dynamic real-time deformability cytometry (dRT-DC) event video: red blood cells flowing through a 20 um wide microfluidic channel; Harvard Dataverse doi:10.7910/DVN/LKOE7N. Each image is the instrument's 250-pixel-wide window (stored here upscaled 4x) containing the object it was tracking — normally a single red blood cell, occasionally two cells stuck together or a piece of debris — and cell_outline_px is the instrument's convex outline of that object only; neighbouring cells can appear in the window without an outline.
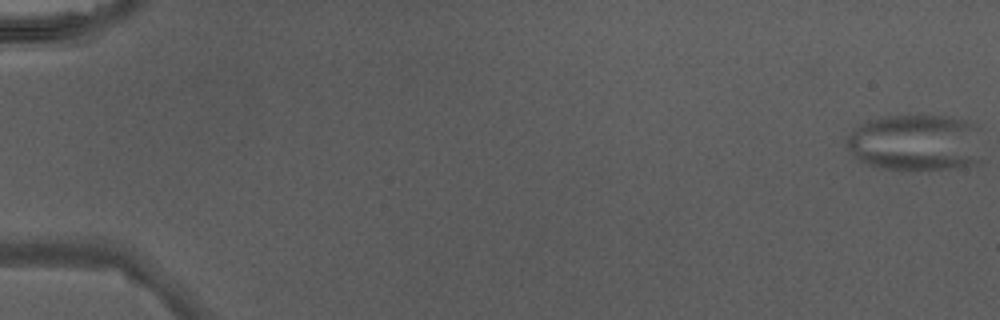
{"species": "Egyptian fruit bat (a non-hibernating species)", "species_latin": "Rousettus aegyptiacus", "temperature_condition": "warm", "stored_images_in_passage": 39, "camera_frame_rate_fps": 3000, "um_per_image_px": 0.085, "animal": {"sex": "male"}, "frame": {"image": 1, "passage_image": 1, "time_ms": 0.0, "image_size_px": [1000, 320], "cell_outline_px": [[980, 160], [972, 164], [948, 168], [880, 168], [868, 164], [860, 160], [848, 148], [844, 140], [860, 124], [868, 120], [888, 116], [948, 116], [968, 120], [976, 124]], "centroid_in_image_um": [77.82, 12.09], "position_along_channel_um": 7.2, "area_um2": 44.1}}
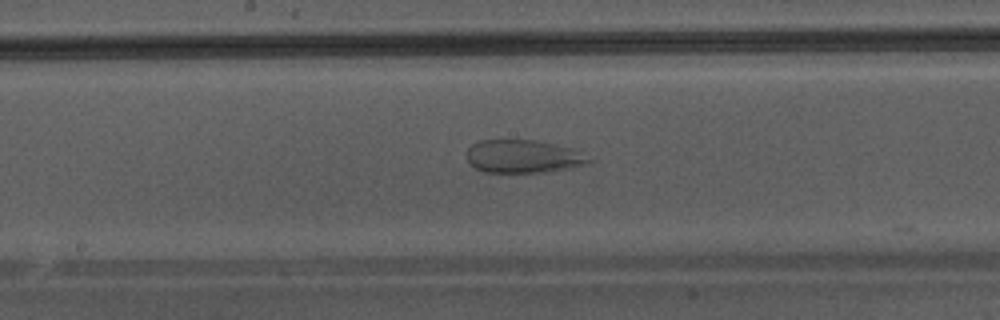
{"frame": {"image": 2, "passage_image": 27, "time_ms": 8.667, "image_size_px": [1000, 320], "cell_outline_px": [[596, 160], [592, 164], [572, 168], [548, 172], [484, 172], [476, 168], [468, 160], [468, 148], [472, 144], [480, 140], [536, 140], [576, 148]], "centroid_in_image_um": [44.62, 13.3], "position_along_channel_um": 203.6, "area_um2": 24.04}}
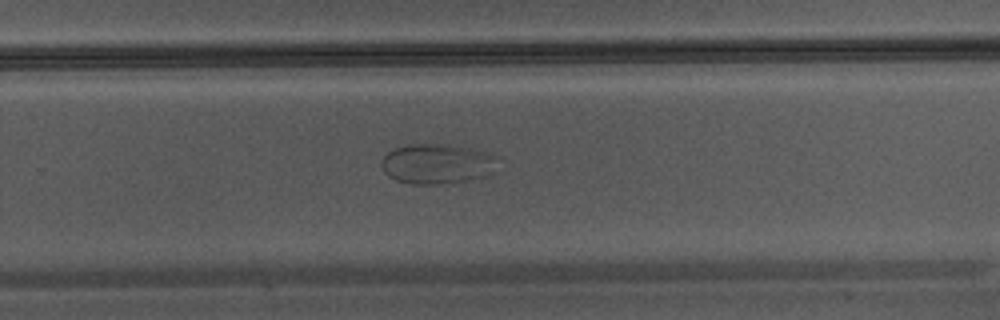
{"frame": {"image": 3, "passage_image": 33, "time_ms": 10.667, "image_size_px": [1000, 320], "cell_outline_px": [[492, 172], [488, 176], [440, 184], [412, 184], [396, 180], [388, 176], [384, 172], [380, 164], [384, 156], [388, 152], [404, 144], [448, 144], [468, 148], [484, 152], [492, 156]], "centroid_in_image_um": [37.03, 13.92], "position_along_channel_um": 292.8, "area_um2": 26.59}}